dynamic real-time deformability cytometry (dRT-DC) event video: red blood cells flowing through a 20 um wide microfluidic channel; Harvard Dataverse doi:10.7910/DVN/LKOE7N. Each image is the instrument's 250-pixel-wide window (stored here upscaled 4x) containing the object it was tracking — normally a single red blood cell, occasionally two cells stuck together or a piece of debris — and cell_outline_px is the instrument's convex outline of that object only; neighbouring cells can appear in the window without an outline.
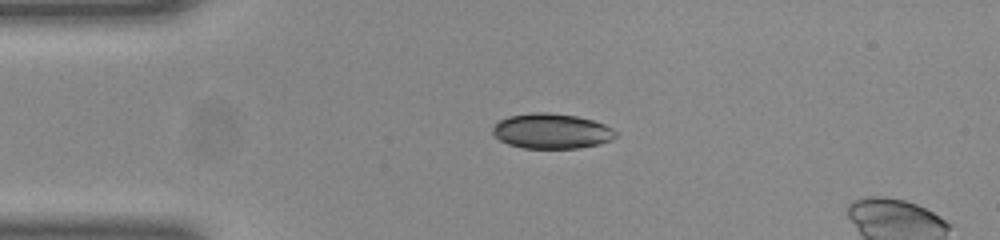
{"species": "common noctule bat (a hibernating species)", "species_latin": "Nyctalus noctula", "temperature_condition": "room temperature", "stored_images_in_passage": 38, "camera_frame_rate_fps": 3000, "um_per_image_px": 0.085, "animal": {"sex": "female", "body_mass_g": 23.0, "forearm_length_mm": 53.4}, "frame": {"image": 1, "passage_image": 1, "time_ms": 0.0, "image_size_px": [1000, 240], "cell_outline_px": [[616, 136], [612, 140], [600, 144], [580, 148], [524, 148], [508, 144], [492, 136], [492, 128], [500, 120], [508, 116], [532, 112], [548, 112], [576, 116], [592, 120], [604, 124], [612, 128], [616, 132]], "centroid_in_image_um": [46.87, 11.14], "position_along_channel_um": 38.1, "area_um2": 25.32}}
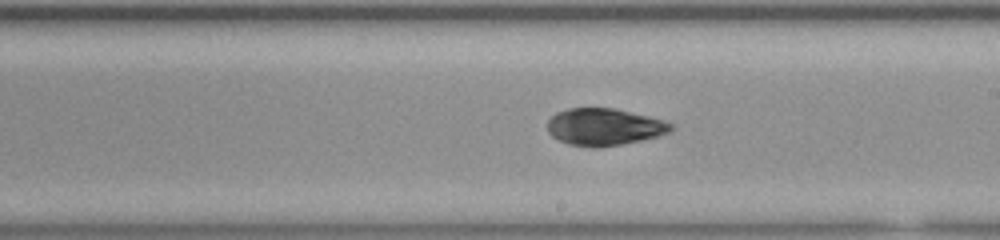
{"frame": {"image": 2, "passage_image": 18, "time_ms": 5.667, "image_size_px": [1000, 240], "cell_outline_px": [[672, 128], [668, 132], [656, 136], [640, 140], [620, 144], [596, 148], [568, 144], [552, 136], [548, 132], [548, 120], [556, 112], [568, 108], [616, 108], [664, 120], [672, 124]], "centroid_in_image_um": [51.32, 10.77], "position_along_channel_um": 237.7, "area_um2": 26.47}}
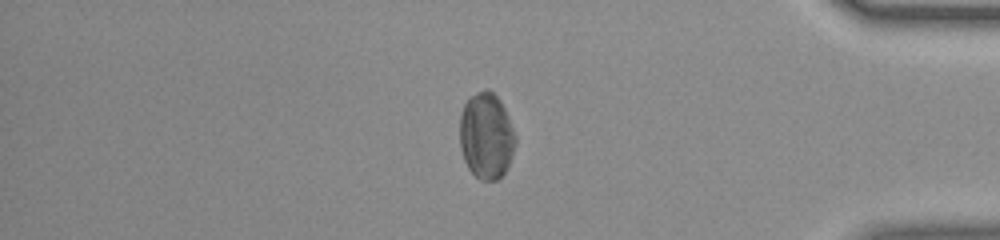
{"frame": {"image": 3, "passage_image": 32, "time_ms": 10.333, "image_size_px": [1000, 240], "cell_outline_px": [[516, 144], [512, 156], [504, 172], [496, 180], [480, 180], [468, 168], [464, 160], [460, 148], [460, 116], [464, 104], [476, 92], [484, 88], [488, 88], [500, 100], [508, 116], [516, 136]], "centroid_in_image_um": [41.33, 11.54], "position_along_channel_um": 393.9, "area_um2": 27.98}, "authors_computed_cell_mechanics": {"area_um2": 26.8481, "velocity_mm_per_s": 4.0209, "shape_relaxation_time_tau1_ms": 8.669, "shape_relaxation_time_tau2_ms": 2.596, "deformation_change_tau1": 0.139, "deformation_change_tau2": 0.0742}}